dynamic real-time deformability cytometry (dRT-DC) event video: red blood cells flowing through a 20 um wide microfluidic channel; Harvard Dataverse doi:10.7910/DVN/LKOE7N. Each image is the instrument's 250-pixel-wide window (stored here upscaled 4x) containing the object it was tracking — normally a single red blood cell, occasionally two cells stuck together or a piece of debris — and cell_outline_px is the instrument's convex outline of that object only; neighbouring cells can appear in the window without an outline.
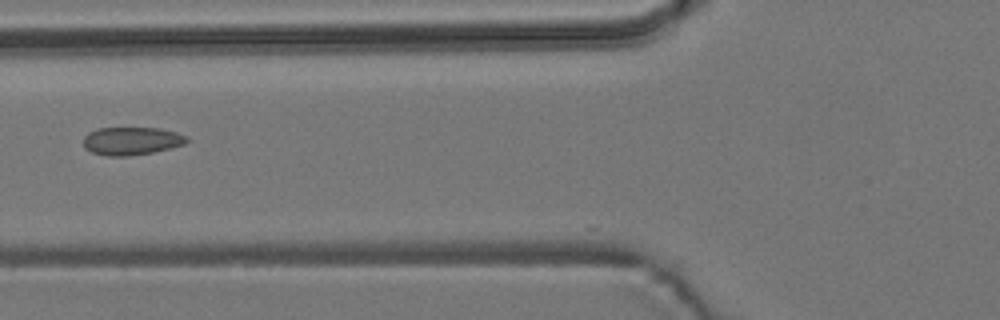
{"species": "common noctule bat (a hibernating species)", "species_latin": "Nyctalus noctula", "temperature_condition": "room temperature", "stored_images_in_passage": 5, "camera_frame_rate_fps": 3000, "um_per_image_px": 0.085, "animal": {"sex": "male", "body_mass_g": 19.2, "forearm_length_mm": 51.8}, "frame": {"image": 1, "passage_image": 3, "time_ms": 0.667, "image_size_px": [1000, 320], "cell_outline_px": [[188, 140], [184, 144], [152, 152], [128, 156], [108, 156], [92, 152], [84, 148], [84, 136], [88, 132], [96, 128], [160, 128], [176, 132], [188, 136]], "centroid_in_image_um": [11.16, 11.97], "position_along_channel_um": 114.6, "area_um2": 16.82}}
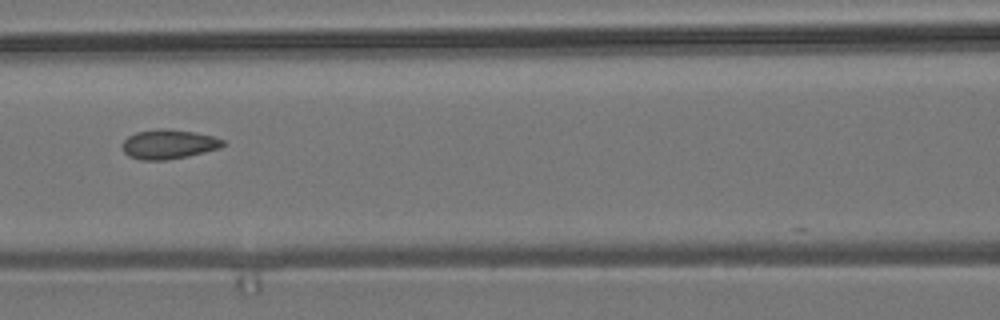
{"frame": {"image": 2, "passage_image": 4, "time_ms": 1.0, "image_size_px": [1000, 320], "cell_outline_px": [[228, 144], [220, 148], [188, 156], [164, 160], [140, 160], [128, 156], [124, 152], [120, 144], [128, 136], [136, 132], [160, 128], [196, 132], [212, 136], [224, 140]], "centroid_in_image_um": [14.32, 12.26], "position_along_channel_um": 152.3, "area_um2": 17.4}}